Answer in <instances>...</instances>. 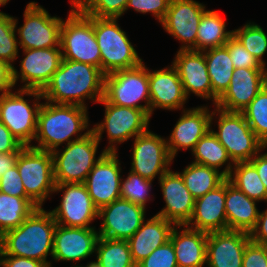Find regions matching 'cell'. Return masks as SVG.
Returning <instances> with one entry per match:
<instances>
[{"label":"cell","instance_id":"cell-51","mask_svg":"<svg viewBox=\"0 0 267 267\" xmlns=\"http://www.w3.org/2000/svg\"><path fill=\"white\" fill-rule=\"evenodd\" d=\"M259 151L249 162L256 168V171L267 190V152Z\"/></svg>","mask_w":267,"mask_h":267},{"label":"cell","instance_id":"cell-47","mask_svg":"<svg viewBox=\"0 0 267 267\" xmlns=\"http://www.w3.org/2000/svg\"><path fill=\"white\" fill-rule=\"evenodd\" d=\"M24 145L0 121V153L21 151Z\"/></svg>","mask_w":267,"mask_h":267},{"label":"cell","instance_id":"cell-7","mask_svg":"<svg viewBox=\"0 0 267 267\" xmlns=\"http://www.w3.org/2000/svg\"><path fill=\"white\" fill-rule=\"evenodd\" d=\"M99 144L95 134L90 131L63 149L52 151L55 183H84L94 165L106 153L103 149L96 158Z\"/></svg>","mask_w":267,"mask_h":267},{"label":"cell","instance_id":"cell-24","mask_svg":"<svg viewBox=\"0 0 267 267\" xmlns=\"http://www.w3.org/2000/svg\"><path fill=\"white\" fill-rule=\"evenodd\" d=\"M251 241L247 232L225 230L207 235L208 267H242L244 250Z\"/></svg>","mask_w":267,"mask_h":267},{"label":"cell","instance_id":"cell-20","mask_svg":"<svg viewBox=\"0 0 267 267\" xmlns=\"http://www.w3.org/2000/svg\"><path fill=\"white\" fill-rule=\"evenodd\" d=\"M212 111L208 106L184 109L167 140L172 159L179 150H194L197 142L211 130Z\"/></svg>","mask_w":267,"mask_h":267},{"label":"cell","instance_id":"cell-49","mask_svg":"<svg viewBox=\"0 0 267 267\" xmlns=\"http://www.w3.org/2000/svg\"><path fill=\"white\" fill-rule=\"evenodd\" d=\"M249 235L252 242L267 245V210L259 212L256 226Z\"/></svg>","mask_w":267,"mask_h":267},{"label":"cell","instance_id":"cell-8","mask_svg":"<svg viewBox=\"0 0 267 267\" xmlns=\"http://www.w3.org/2000/svg\"><path fill=\"white\" fill-rule=\"evenodd\" d=\"M18 91L0 94V121L24 146H31L35 139L38 112L42 105V92L19 88ZM26 96L34 97L30 105Z\"/></svg>","mask_w":267,"mask_h":267},{"label":"cell","instance_id":"cell-3","mask_svg":"<svg viewBox=\"0 0 267 267\" xmlns=\"http://www.w3.org/2000/svg\"><path fill=\"white\" fill-rule=\"evenodd\" d=\"M56 226L50 211L43 207L35 208L20 226L2 235L0 255L35 259L52 267L47 256L50 254L52 257Z\"/></svg>","mask_w":267,"mask_h":267},{"label":"cell","instance_id":"cell-54","mask_svg":"<svg viewBox=\"0 0 267 267\" xmlns=\"http://www.w3.org/2000/svg\"><path fill=\"white\" fill-rule=\"evenodd\" d=\"M8 1L10 0H0V6H5L8 3ZM3 13L4 12L0 11V14H3Z\"/></svg>","mask_w":267,"mask_h":267},{"label":"cell","instance_id":"cell-13","mask_svg":"<svg viewBox=\"0 0 267 267\" xmlns=\"http://www.w3.org/2000/svg\"><path fill=\"white\" fill-rule=\"evenodd\" d=\"M63 192L59 206L51 210L58 225L89 228L98 218V208L93 203L84 183L56 184L54 193Z\"/></svg>","mask_w":267,"mask_h":267},{"label":"cell","instance_id":"cell-11","mask_svg":"<svg viewBox=\"0 0 267 267\" xmlns=\"http://www.w3.org/2000/svg\"><path fill=\"white\" fill-rule=\"evenodd\" d=\"M104 98L113 105L145 110L150 115L148 68L146 65L142 62L137 67L105 75ZM141 101L145 104H139Z\"/></svg>","mask_w":267,"mask_h":267},{"label":"cell","instance_id":"cell-28","mask_svg":"<svg viewBox=\"0 0 267 267\" xmlns=\"http://www.w3.org/2000/svg\"><path fill=\"white\" fill-rule=\"evenodd\" d=\"M207 235L206 232L192 229L186 225H175L170 241L175 250L178 267H204L206 264Z\"/></svg>","mask_w":267,"mask_h":267},{"label":"cell","instance_id":"cell-32","mask_svg":"<svg viewBox=\"0 0 267 267\" xmlns=\"http://www.w3.org/2000/svg\"><path fill=\"white\" fill-rule=\"evenodd\" d=\"M194 163L205 165L220 171V168L226 165L222 173L228 177L234 162L229 157L225 147L218 141L217 137L210 130L196 144L192 151Z\"/></svg>","mask_w":267,"mask_h":267},{"label":"cell","instance_id":"cell-17","mask_svg":"<svg viewBox=\"0 0 267 267\" xmlns=\"http://www.w3.org/2000/svg\"><path fill=\"white\" fill-rule=\"evenodd\" d=\"M146 208L119 198L98 210V218L103 222L99 236L109 239L128 240L145 221Z\"/></svg>","mask_w":267,"mask_h":267},{"label":"cell","instance_id":"cell-15","mask_svg":"<svg viewBox=\"0 0 267 267\" xmlns=\"http://www.w3.org/2000/svg\"><path fill=\"white\" fill-rule=\"evenodd\" d=\"M20 72L13 66V82L24 83L22 89L43 91L62 61L61 48L23 49Z\"/></svg>","mask_w":267,"mask_h":267},{"label":"cell","instance_id":"cell-21","mask_svg":"<svg viewBox=\"0 0 267 267\" xmlns=\"http://www.w3.org/2000/svg\"><path fill=\"white\" fill-rule=\"evenodd\" d=\"M99 233L95 227H67L58 225L55 228L52 260L83 261L96 251Z\"/></svg>","mask_w":267,"mask_h":267},{"label":"cell","instance_id":"cell-35","mask_svg":"<svg viewBox=\"0 0 267 267\" xmlns=\"http://www.w3.org/2000/svg\"><path fill=\"white\" fill-rule=\"evenodd\" d=\"M227 179L250 199L267 202V190L249 161L236 162Z\"/></svg>","mask_w":267,"mask_h":267},{"label":"cell","instance_id":"cell-27","mask_svg":"<svg viewBox=\"0 0 267 267\" xmlns=\"http://www.w3.org/2000/svg\"><path fill=\"white\" fill-rule=\"evenodd\" d=\"M174 227V223L157 215L145 220L133 236L127 240L133 262L137 265L156 248L167 243Z\"/></svg>","mask_w":267,"mask_h":267},{"label":"cell","instance_id":"cell-4","mask_svg":"<svg viewBox=\"0 0 267 267\" xmlns=\"http://www.w3.org/2000/svg\"><path fill=\"white\" fill-rule=\"evenodd\" d=\"M60 30L62 58L91 64L101 70V54L93 28V16L85 15L71 3Z\"/></svg>","mask_w":267,"mask_h":267},{"label":"cell","instance_id":"cell-44","mask_svg":"<svg viewBox=\"0 0 267 267\" xmlns=\"http://www.w3.org/2000/svg\"><path fill=\"white\" fill-rule=\"evenodd\" d=\"M170 1L171 0H129L126 11L132 8L138 13H151L158 22L161 23L166 16Z\"/></svg>","mask_w":267,"mask_h":267},{"label":"cell","instance_id":"cell-2","mask_svg":"<svg viewBox=\"0 0 267 267\" xmlns=\"http://www.w3.org/2000/svg\"><path fill=\"white\" fill-rule=\"evenodd\" d=\"M87 111L88 108L77 105L42 102L34 139L38 145L31 147L52 152L65 142L67 145L85 137L91 131Z\"/></svg>","mask_w":267,"mask_h":267},{"label":"cell","instance_id":"cell-45","mask_svg":"<svg viewBox=\"0 0 267 267\" xmlns=\"http://www.w3.org/2000/svg\"><path fill=\"white\" fill-rule=\"evenodd\" d=\"M0 192L16 197H28L17 165L5 172L0 178Z\"/></svg>","mask_w":267,"mask_h":267},{"label":"cell","instance_id":"cell-12","mask_svg":"<svg viewBox=\"0 0 267 267\" xmlns=\"http://www.w3.org/2000/svg\"><path fill=\"white\" fill-rule=\"evenodd\" d=\"M23 17L24 23L19 28H17V18L13 17L22 50L60 48L62 18L51 16L43 6L34 1L26 5Z\"/></svg>","mask_w":267,"mask_h":267},{"label":"cell","instance_id":"cell-53","mask_svg":"<svg viewBox=\"0 0 267 267\" xmlns=\"http://www.w3.org/2000/svg\"><path fill=\"white\" fill-rule=\"evenodd\" d=\"M81 267H102L101 262L99 261L98 258H96V261H90L86 266H81Z\"/></svg>","mask_w":267,"mask_h":267},{"label":"cell","instance_id":"cell-56","mask_svg":"<svg viewBox=\"0 0 267 267\" xmlns=\"http://www.w3.org/2000/svg\"><path fill=\"white\" fill-rule=\"evenodd\" d=\"M1 241H2V236L0 235V254H1Z\"/></svg>","mask_w":267,"mask_h":267},{"label":"cell","instance_id":"cell-6","mask_svg":"<svg viewBox=\"0 0 267 267\" xmlns=\"http://www.w3.org/2000/svg\"><path fill=\"white\" fill-rule=\"evenodd\" d=\"M214 110L211 114V131L234 163L250 161L259 151L267 148L252 131L241 112H227L217 107ZM214 119L218 120L215 122L218 123L217 131L212 129Z\"/></svg>","mask_w":267,"mask_h":267},{"label":"cell","instance_id":"cell-29","mask_svg":"<svg viewBox=\"0 0 267 267\" xmlns=\"http://www.w3.org/2000/svg\"><path fill=\"white\" fill-rule=\"evenodd\" d=\"M256 205L257 201L250 199L226 179L227 230L250 233L256 226L260 212Z\"/></svg>","mask_w":267,"mask_h":267},{"label":"cell","instance_id":"cell-10","mask_svg":"<svg viewBox=\"0 0 267 267\" xmlns=\"http://www.w3.org/2000/svg\"><path fill=\"white\" fill-rule=\"evenodd\" d=\"M16 165L25 188L26 195L42 207L47 198L54 194L56 186L51 152L31 146H24Z\"/></svg>","mask_w":267,"mask_h":267},{"label":"cell","instance_id":"cell-1","mask_svg":"<svg viewBox=\"0 0 267 267\" xmlns=\"http://www.w3.org/2000/svg\"><path fill=\"white\" fill-rule=\"evenodd\" d=\"M104 76L98 67L91 64L62 59L42 91L43 99L54 104L87 108L85 100L98 103L104 97Z\"/></svg>","mask_w":267,"mask_h":267},{"label":"cell","instance_id":"cell-19","mask_svg":"<svg viewBox=\"0 0 267 267\" xmlns=\"http://www.w3.org/2000/svg\"><path fill=\"white\" fill-rule=\"evenodd\" d=\"M267 84V68H236L230 84L215 106L227 112H241Z\"/></svg>","mask_w":267,"mask_h":267},{"label":"cell","instance_id":"cell-37","mask_svg":"<svg viewBox=\"0 0 267 267\" xmlns=\"http://www.w3.org/2000/svg\"><path fill=\"white\" fill-rule=\"evenodd\" d=\"M233 36L266 68L263 57L267 53V34L260 25L247 22L243 27L234 29Z\"/></svg>","mask_w":267,"mask_h":267},{"label":"cell","instance_id":"cell-46","mask_svg":"<svg viewBox=\"0 0 267 267\" xmlns=\"http://www.w3.org/2000/svg\"><path fill=\"white\" fill-rule=\"evenodd\" d=\"M242 267H267V245L250 241L244 250Z\"/></svg>","mask_w":267,"mask_h":267},{"label":"cell","instance_id":"cell-34","mask_svg":"<svg viewBox=\"0 0 267 267\" xmlns=\"http://www.w3.org/2000/svg\"><path fill=\"white\" fill-rule=\"evenodd\" d=\"M38 206L29 197L0 192V235L20 226Z\"/></svg>","mask_w":267,"mask_h":267},{"label":"cell","instance_id":"cell-48","mask_svg":"<svg viewBox=\"0 0 267 267\" xmlns=\"http://www.w3.org/2000/svg\"><path fill=\"white\" fill-rule=\"evenodd\" d=\"M0 267H47L43 262L12 255H0Z\"/></svg>","mask_w":267,"mask_h":267},{"label":"cell","instance_id":"cell-36","mask_svg":"<svg viewBox=\"0 0 267 267\" xmlns=\"http://www.w3.org/2000/svg\"><path fill=\"white\" fill-rule=\"evenodd\" d=\"M95 253L102 267H136L127 240L99 236Z\"/></svg>","mask_w":267,"mask_h":267},{"label":"cell","instance_id":"cell-18","mask_svg":"<svg viewBox=\"0 0 267 267\" xmlns=\"http://www.w3.org/2000/svg\"><path fill=\"white\" fill-rule=\"evenodd\" d=\"M118 154L106 152L94 165L84 182L98 210L121 198V163Z\"/></svg>","mask_w":267,"mask_h":267},{"label":"cell","instance_id":"cell-33","mask_svg":"<svg viewBox=\"0 0 267 267\" xmlns=\"http://www.w3.org/2000/svg\"><path fill=\"white\" fill-rule=\"evenodd\" d=\"M179 173L184 180L186 188L195 199L215 189L227 179L222 171L194 162L188 164Z\"/></svg>","mask_w":267,"mask_h":267},{"label":"cell","instance_id":"cell-55","mask_svg":"<svg viewBox=\"0 0 267 267\" xmlns=\"http://www.w3.org/2000/svg\"><path fill=\"white\" fill-rule=\"evenodd\" d=\"M75 6H77L82 0H70Z\"/></svg>","mask_w":267,"mask_h":267},{"label":"cell","instance_id":"cell-39","mask_svg":"<svg viewBox=\"0 0 267 267\" xmlns=\"http://www.w3.org/2000/svg\"><path fill=\"white\" fill-rule=\"evenodd\" d=\"M152 182L129 171L127 177L121 180V198L146 208V203L152 200L149 194Z\"/></svg>","mask_w":267,"mask_h":267},{"label":"cell","instance_id":"cell-16","mask_svg":"<svg viewBox=\"0 0 267 267\" xmlns=\"http://www.w3.org/2000/svg\"><path fill=\"white\" fill-rule=\"evenodd\" d=\"M206 6L195 0H171L166 16L160 23L163 29L179 40L181 50L197 51V32Z\"/></svg>","mask_w":267,"mask_h":267},{"label":"cell","instance_id":"cell-43","mask_svg":"<svg viewBox=\"0 0 267 267\" xmlns=\"http://www.w3.org/2000/svg\"><path fill=\"white\" fill-rule=\"evenodd\" d=\"M228 48L234 68H265L247 49L232 36L225 45Z\"/></svg>","mask_w":267,"mask_h":267},{"label":"cell","instance_id":"cell-26","mask_svg":"<svg viewBox=\"0 0 267 267\" xmlns=\"http://www.w3.org/2000/svg\"><path fill=\"white\" fill-rule=\"evenodd\" d=\"M225 198L226 180L202 197L195 199L193 214L186 226L206 233L227 230Z\"/></svg>","mask_w":267,"mask_h":267},{"label":"cell","instance_id":"cell-30","mask_svg":"<svg viewBox=\"0 0 267 267\" xmlns=\"http://www.w3.org/2000/svg\"><path fill=\"white\" fill-rule=\"evenodd\" d=\"M207 71L211 80L212 100L215 106L217 99L225 92L235 70L226 46L203 51Z\"/></svg>","mask_w":267,"mask_h":267},{"label":"cell","instance_id":"cell-42","mask_svg":"<svg viewBox=\"0 0 267 267\" xmlns=\"http://www.w3.org/2000/svg\"><path fill=\"white\" fill-rule=\"evenodd\" d=\"M136 267H178L172 242L156 248L147 258L139 262Z\"/></svg>","mask_w":267,"mask_h":267},{"label":"cell","instance_id":"cell-38","mask_svg":"<svg viewBox=\"0 0 267 267\" xmlns=\"http://www.w3.org/2000/svg\"><path fill=\"white\" fill-rule=\"evenodd\" d=\"M241 113L252 131L267 146V84Z\"/></svg>","mask_w":267,"mask_h":267},{"label":"cell","instance_id":"cell-40","mask_svg":"<svg viewBox=\"0 0 267 267\" xmlns=\"http://www.w3.org/2000/svg\"><path fill=\"white\" fill-rule=\"evenodd\" d=\"M129 0H82L77 7L87 16L120 18L126 12Z\"/></svg>","mask_w":267,"mask_h":267},{"label":"cell","instance_id":"cell-23","mask_svg":"<svg viewBox=\"0 0 267 267\" xmlns=\"http://www.w3.org/2000/svg\"><path fill=\"white\" fill-rule=\"evenodd\" d=\"M150 116L157 108L165 110H184L186 97L182 82L177 70L171 64L159 70L148 68Z\"/></svg>","mask_w":267,"mask_h":267},{"label":"cell","instance_id":"cell-50","mask_svg":"<svg viewBox=\"0 0 267 267\" xmlns=\"http://www.w3.org/2000/svg\"><path fill=\"white\" fill-rule=\"evenodd\" d=\"M13 66L0 59V94L8 93L14 89Z\"/></svg>","mask_w":267,"mask_h":267},{"label":"cell","instance_id":"cell-31","mask_svg":"<svg viewBox=\"0 0 267 267\" xmlns=\"http://www.w3.org/2000/svg\"><path fill=\"white\" fill-rule=\"evenodd\" d=\"M226 22L215 10H206L201 17L197 32V51H206L225 46L233 36V30H226Z\"/></svg>","mask_w":267,"mask_h":267},{"label":"cell","instance_id":"cell-9","mask_svg":"<svg viewBox=\"0 0 267 267\" xmlns=\"http://www.w3.org/2000/svg\"><path fill=\"white\" fill-rule=\"evenodd\" d=\"M98 103L105 106V117L91 131L101 142L105 130L109 139V145L104 149L106 152L116 153L118 143H124L148 131L151 116L145 110L113 105L104 97Z\"/></svg>","mask_w":267,"mask_h":267},{"label":"cell","instance_id":"cell-22","mask_svg":"<svg viewBox=\"0 0 267 267\" xmlns=\"http://www.w3.org/2000/svg\"><path fill=\"white\" fill-rule=\"evenodd\" d=\"M158 180L166 204L155 215L175 225H186L193 214L195 198L186 188L181 174L169 169Z\"/></svg>","mask_w":267,"mask_h":267},{"label":"cell","instance_id":"cell-5","mask_svg":"<svg viewBox=\"0 0 267 267\" xmlns=\"http://www.w3.org/2000/svg\"><path fill=\"white\" fill-rule=\"evenodd\" d=\"M119 18L93 17L94 33L100 48L101 71L104 75L139 66L143 60L119 27Z\"/></svg>","mask_w":267,"mask_h":267},{"label":"cell","instance_id":"cell-14","mask_svg":"<svg viewBox=\"0 0 267 267\" xmlns=\"http://www.w3.org/2000/svg\"><path fill=\"white\" fill-rule=\"evenodd\" d=\"M171 158L166 138L151 130L134 138L130 171L145 179H160L170 168Z\"/></svg>","mask_w":267,"mask_h":267},{"label":"cell","instance_id":"cell-52","mask_svg":"<svg viewBox=\"0 0 267 267\" xmlns=\"http://www.w3.org/2000/svg\"><path fill=\"white\" fill-rule=\"evenodd\" d=\"M21 151L0 153V178L5 172L16 165L17 158Z\"/></svg>","mask_w":267,"mask_h":267},{"label":"cell","instance_id":"cell-41","mask_svg":"<svg viewBox=\"0 0 267 267\" xmlns=\"http://www.w3.org/2000/svg\"><path fill=\"white\" fill-rule=\"evenodd\" d=\"M18 46L13 16L0 14V59L14 66L13 62L19 55Z\"/></svg>","mask_w":267,"mask_h":267},{"label":"cell","instance_id":"cell-25","mask_svg":"<svg viewBox=\"0 0 267 267\" xmlns=\"http://www.w3.org/2000/svg\"><path fill=\"white\" fill-rule=\"evenodd\" d=\"M172 65L178 72L187 98L193 93L203 99H212L211 80L203 52L179 49Z\"/></svg>","mask_w":267,"mask_h":267}]
</instances>
